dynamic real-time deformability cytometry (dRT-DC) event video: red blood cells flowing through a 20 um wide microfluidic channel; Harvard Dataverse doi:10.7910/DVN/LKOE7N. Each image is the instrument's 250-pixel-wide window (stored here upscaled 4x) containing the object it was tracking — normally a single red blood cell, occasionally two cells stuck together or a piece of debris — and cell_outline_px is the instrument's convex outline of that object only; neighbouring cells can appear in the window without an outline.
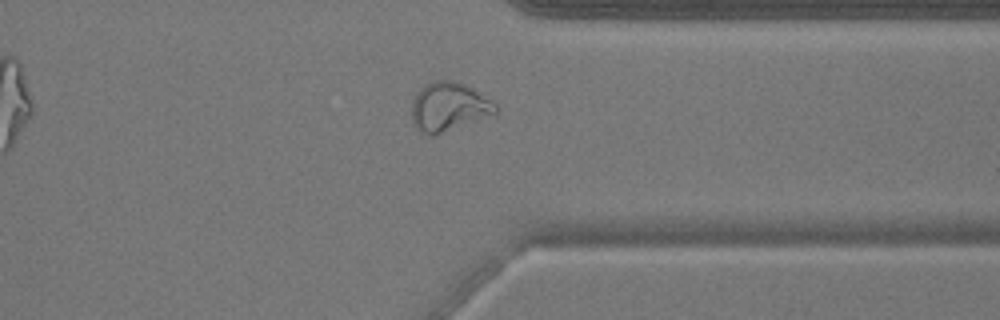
{"species": "common noctule bat (a hibernating species)", "species_latin": "Nyctalus noctula", "temperature_condition": "warm", "stored_images_in_passage": 34, "camera_frame_rate_fps": 3000, "um_per_image_px": 0.085, "animal": {"sex": "male", "body_mass_g": 17.9}, "frame": {"image": 1, "passage_image": 29, "time_ms": 9.333, "image_size_px": [1000, 320], "cell_outline_px": [[500, 108], [496, 112], [432, 136], [428, 136], [420, 132], [416, 128], [412, 120], [412, 100], [416, 92], [424, 84], [432, 80], [456, 80], [472, 88], [492, 100]], "centroid_in_image_um": [38.09, 9.04], "position_along_channel_um": 373.3, "area_um2": 23.76}}
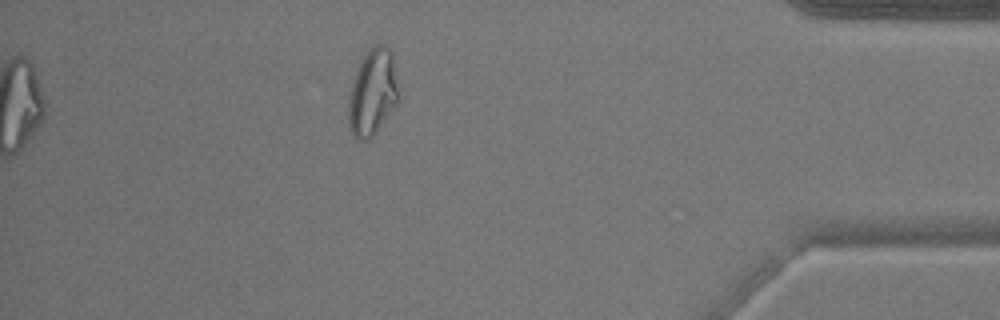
{"frame": {"image": 2, "passage_image": 34, "time_ms": 11.0, "image_size_px": [1000, 320], "cell_outline_px": [[400, 88], [396, 104], [376, 132], [368, 140], [356, 140], [348, 124], [348, 104], [352, 84], [356, 72], [368, 48], [376, 44], [384, 44], [392, 52]], "centroid_in_image_um": [31.69, 7.84], "position_along_channel_um": 403.5, "area_um2": 25.26}}